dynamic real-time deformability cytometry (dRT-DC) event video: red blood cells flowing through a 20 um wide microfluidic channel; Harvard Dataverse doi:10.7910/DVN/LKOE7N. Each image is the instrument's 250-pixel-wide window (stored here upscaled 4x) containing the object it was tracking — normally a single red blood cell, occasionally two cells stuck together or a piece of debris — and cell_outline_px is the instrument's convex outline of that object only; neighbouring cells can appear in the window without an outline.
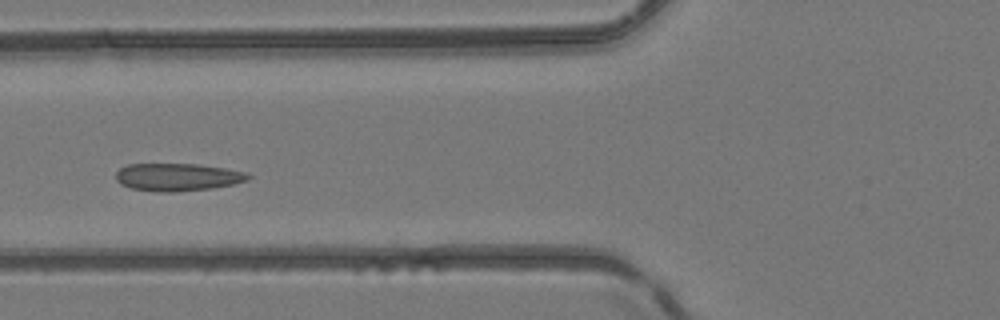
{"species": "common noctule bat (a hibernating species)", "species_latin": "Nyctalus noctula", "temperature_condition": "room temperature", "stored_images_in_passage": 4, "camera_frame_rate_fps": 3000, "um_per_image_px": 0.085, "animal": {"sex": "female", "body_mass_g": 24.6, "forearm_length_mm": 56.2}, "frame": {"image": 1, "passage_image": 4, "time_ms": 3.333, "image_size_px": [1000, 320], "cell_outline_px": [[252, 176], [248, 180], [232, 184], [212, 188], [172, 192], [160, 192], [132, 188], [120, 184], [116, 180], [116, 172], [120, 168], [128, 164], [196, 164], [224, 168], [248, 172]], "centroid_in_image_um": [15.1, 15.05], "position_along_channel_um": 110.7, "area_um2": 21.27}}